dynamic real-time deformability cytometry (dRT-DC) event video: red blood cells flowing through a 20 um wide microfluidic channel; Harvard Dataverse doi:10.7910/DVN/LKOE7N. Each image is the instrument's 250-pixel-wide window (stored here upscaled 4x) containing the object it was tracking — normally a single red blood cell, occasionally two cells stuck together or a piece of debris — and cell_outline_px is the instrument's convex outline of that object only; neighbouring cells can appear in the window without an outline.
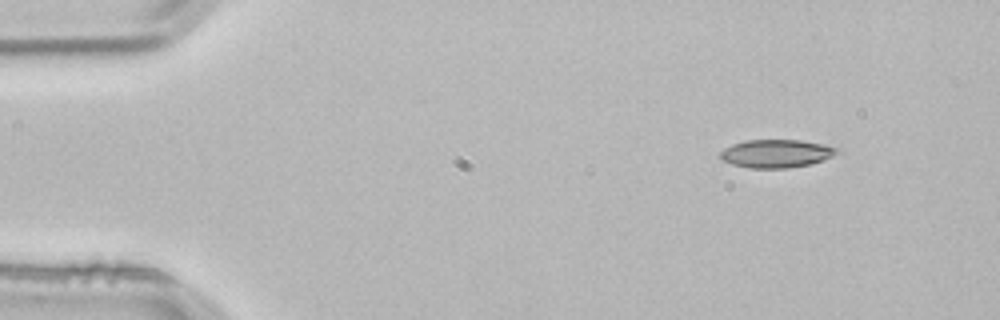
{"species": "common noctule bat (a hibernating species)", "species_latin": "Nyctalus noctula", "temperature_condition": "room temperature", "stored_images_in_passage": 3, "camera_frame_rate_fps": 3000, "um_per_image_px": 0.085, "animal": {"sex": "male", "body_mass_g": 21.5, "forearm_length_mm": 52.0}, "frame": {"image": 1, "passage_image": 1, "time_ms": 0.0, "image_size_px": [1000, 320], "cell_outline_px": [[840, 152], [824, 160], [808, 164], [788, 168], [748, 168], [732, 164], [724, 160], [720, 156], [720, 152], [724, 148], [732, 144], [744, 140], [800, 140], [824, 144], [840, 148]], "centroid_in_image_um": [66.0, 13.04], "position_along_channel_um": 19.0, "area_um2": 19.19}}
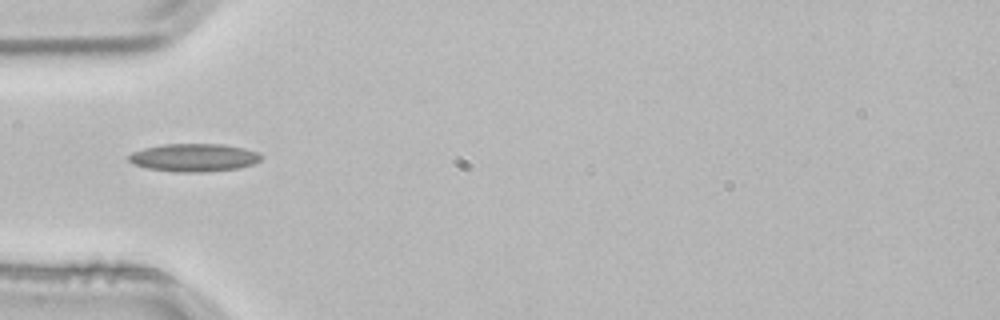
{"frame": {"image": 2, "passage_image": 3, "time_ms": 0.667, "image_size_px": [1000, 320], "cell_outline_px": [[264, 156], [260, 160], [252, 164], [236, 168], [200, 172], [176, 172], [148, 168], [132, 164], [128, 160], [128, 156], [132, 152], [144, 148], [164, 144], [224, 144], [244, 148], [260, 152]], "centroid_in_image_um": [16.49, 13.38], "position_along_channel_um": 68.5, "area_um2": 21.56}}